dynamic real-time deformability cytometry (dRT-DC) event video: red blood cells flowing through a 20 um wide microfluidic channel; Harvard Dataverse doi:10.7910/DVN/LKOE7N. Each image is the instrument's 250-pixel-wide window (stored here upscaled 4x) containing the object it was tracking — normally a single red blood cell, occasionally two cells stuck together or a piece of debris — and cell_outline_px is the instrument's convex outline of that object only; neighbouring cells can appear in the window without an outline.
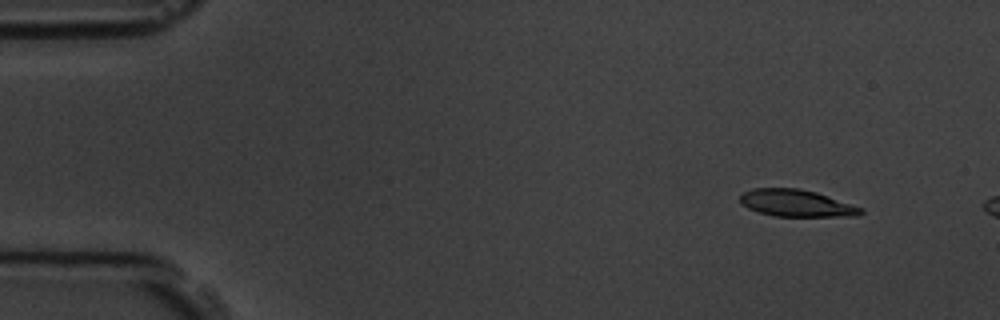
{"species": "common noctule bat (a hibernating species)", "species_latin": "Nyctalus noctula", "temperature_condition": "room temperature", "stored_images_in_passage": 4, "camera_frame_rate_fps": 3000, "um_per_image_px": 0.085, "animal": {"sex": "male", "body_mass_g": 19.5, "forearm_length_mm": 54.6}, "frame": {"image": 1, "passage_image": 2, "time_ms": 1.333, "image_size_px": [1000, 320], "cell_outline_px": [[864, 212], [860, 216], [772, 216], [748, 208], [740, 204], [740, 196], [744, 192], [752, 188], [800, 188], [816, 192], [864, 208]], "centroid_in_image_um": [67.71, 17.27], "position_along_channel_um": 17.3, "area_um2": 19.07}}